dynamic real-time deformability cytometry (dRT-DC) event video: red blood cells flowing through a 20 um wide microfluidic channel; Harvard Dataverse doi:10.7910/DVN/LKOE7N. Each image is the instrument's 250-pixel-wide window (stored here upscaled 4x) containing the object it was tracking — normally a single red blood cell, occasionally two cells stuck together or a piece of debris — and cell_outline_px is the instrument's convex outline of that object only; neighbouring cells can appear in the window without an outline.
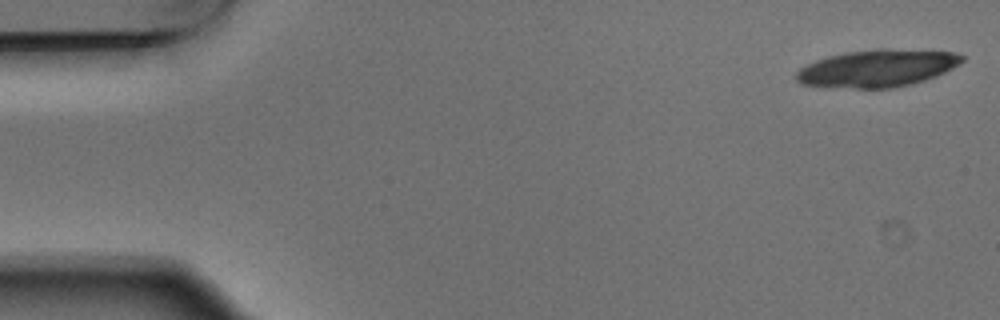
{"species": "Egyptian fruit bat (a non-hibernating species)", "species_latin": "Rousettus aegyptiacus", "temperature_condition": "warm", "stored_images_in_passage": 6, "camera_frame_rate_fps": 3000, "um_per_image_px": 0.085, "animal": {"sex": "male"}, "frame": {"image": 1, "passage_image": 1, "time_ms": 0.0, "image_size_px": [1000, 320], "cell_outline_px": [[964, 60], [960, 64], [936, 76], [912, 84], [892, 88], [832, 88], [800, 84], [796, 80], [796, 72], [800, 68], [816, 60], [828, 56], [848, 52], [876, 48], [888, 48], [956, 52], [964, 56]], "centroid_in_image_um": [74.57, 5.8], "position_along_channel_um": 10.4, "area_um2": 36.41}}